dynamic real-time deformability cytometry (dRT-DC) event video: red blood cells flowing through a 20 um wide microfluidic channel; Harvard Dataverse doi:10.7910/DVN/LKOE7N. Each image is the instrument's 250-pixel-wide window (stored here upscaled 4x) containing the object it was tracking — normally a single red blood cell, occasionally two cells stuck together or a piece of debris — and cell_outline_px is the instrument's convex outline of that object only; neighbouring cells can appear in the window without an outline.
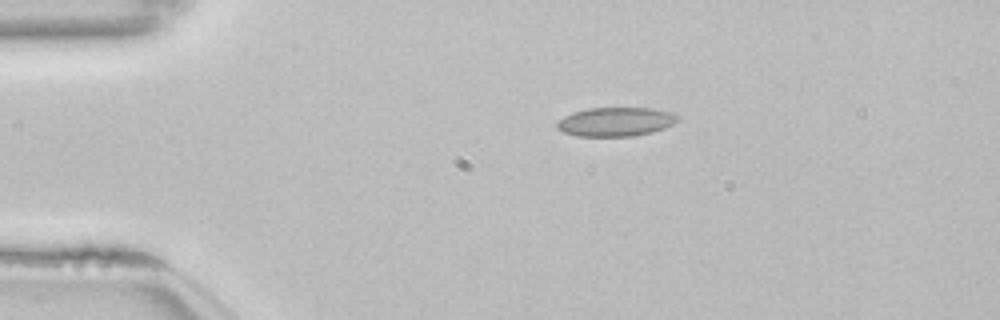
{"species": "common noctule bat (a hibernating species)", "species_latin": "Nyctalus noctula", "temperature_condition": "room temperature", "stored_images_in_passage": 24, "camera_frame_rate_fps": 3000, "um_per_image_px": 0.085, "animal": {"sex": "female", "body_mass_g": 22.7, "forearm_length_mm": 54.2}, "frame": {"image": 1, "passage_image": 1, "time_ms": 0.0, "image_size_px": [1000, 320], "cell_outline_px": [[680, 116], [672, 124], [664, 128], [652, 132], [632, 136], [576, 136], [564, 132], [556, 128], [556, 124], [564, 116], [572, 112], [588, 108], [652, 108], [672, 112]], "centroid_in_image_um": [52.32, 10.34], "position_along_channel_um": 32.7, "area_um2": 20.35}}
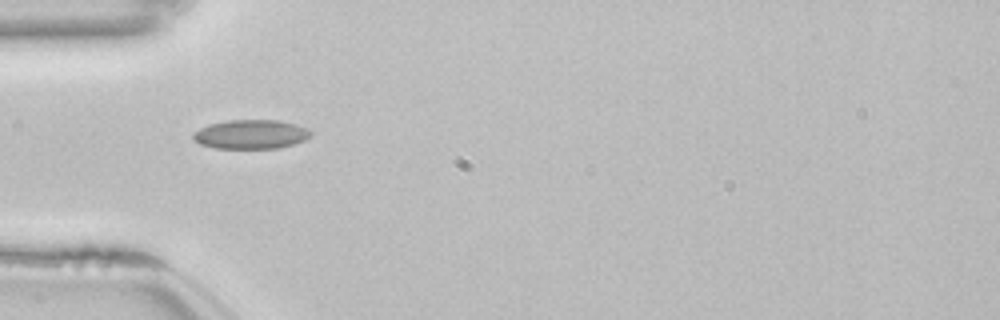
{"frame": {"image": 2, "passage_image": 7, "time_ms": 2.0, "image_size_px": [1000, 320], "cell_outline_px": [[312, 136], [304, 140], [292, 144], [276, 148], [216, 148], [200, 144], [192, 136], [192, 132], [208, 124], [228, 120], [280, 120], [296, 124], [312, 132]], "centroid_in_image_um": [21.31, 11.4], "position_along_channel_um": 63.7, "area_um2": 19.88}}